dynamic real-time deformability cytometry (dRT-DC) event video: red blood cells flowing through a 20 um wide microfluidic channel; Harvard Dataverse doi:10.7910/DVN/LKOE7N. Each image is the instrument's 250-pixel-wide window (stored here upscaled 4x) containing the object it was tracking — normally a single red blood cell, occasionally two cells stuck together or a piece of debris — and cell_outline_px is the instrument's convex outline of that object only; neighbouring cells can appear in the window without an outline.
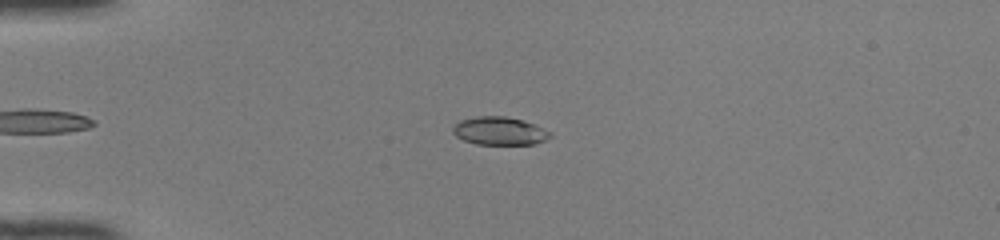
{"species": "common noctule bat (a hibernating species)", "species_latin": "Nyctalus noctula", "temperature_condition": "room temperature", "stored_images_in_passage": 38, "camera_frame_rate_fps": 3000, "um_per_image_px": 0.085, "animal": {"sex": "female", "body_mass_g": 22.0, "forearm_length_mm": 56.7}, "frame": {"image": 1, "passage_image": 6, "time_ms": 1.667, "image_size_px": [1000, 240], "cell_outline_px": [[552, 136], [536, 144], [476, 144], [464, 140], [456, 136], [452, 132], [452, 128], [460, 120], [476, 116], [504, 116], [520, 120], [532, 124], [552, 132]], "centroid_in_image_um": [42.44, 11.13], "position_along_channel_um": 42.6, "area_um2": 15.78}}
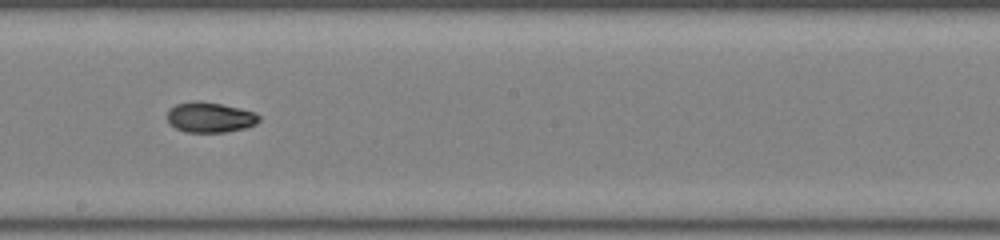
{"frame": {"image": 2, "passage_image": 22, "time_ms": 7.0, "image_size_px": [1000, 240], "cell_outline_px": [[260, 120], [256, 124], [244, 128], [224, 132], [184, 132], [168, 124], [168, 108], [176, 104], [192, 100], [200, 100], [240, 108], [252, 112], [260, 116]], "centroid_in_image_um": [17.8, 9.96], "position_along_channel_um": 230.4, "area_um2": 16.3}}
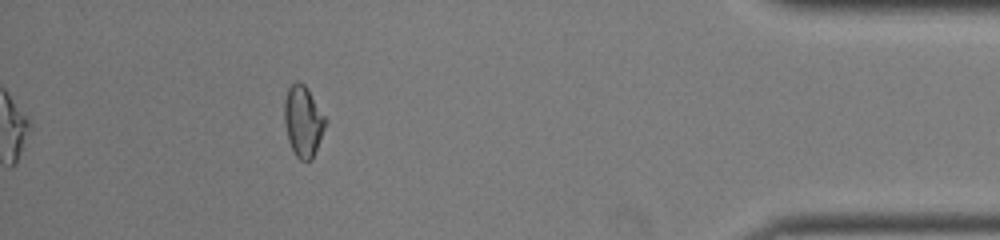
{"frame": {"image": 3, "passage_image": 38, "time_ms": 12.333, "image_size_px": [1000, 240], "cell_outline_px": [[328, 120], [312, 160], [300, 160], [296, 156], [288, 140], [284, 120], [284, 100], [288, 88], [296, 80], [304, 84]], "centroid_in_image_um": [25.77, 10.3], "position_along_channel_um": 409.4, "area_um2": 16.94}, "authors_computed_cell_mechanics": {"area_um2": 16.2996, "velocity_mm_per_s": 4.1503, "shape_relaxation_time_tau1_ms": 4.3647, "shape_relaxation_time_tau2_ms": 1.8851, "deformation_change_tau1": 0.1598, "deformation_change_tau2": 0.0559}}